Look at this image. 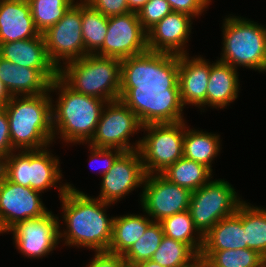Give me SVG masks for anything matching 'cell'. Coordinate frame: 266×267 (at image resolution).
<instances>
[{"label": "cell", "instance_id": "cell-1", "mask_svg": "<svg viewBox=\"0 0 266 267\" xmlns=\"http://www.w3.org/2000/svg\"><path fill=\"white\" fill-rule=\"evenodd\" d=\"M178 71L175 54L148 50L121 60L119 99L142 126L184 121Z\"/></svg>", "mask_w": 266, "mask_h": 267}, {"label": "cell", "instance_id": "cell-2", "mask_svg": "<svg viewBox=\"0 0 266 267\" xmlns=\"http://www.w3.org/2000/svg\"><path fill=\"white\" fill-rule=\"evenodd\" d=\"M67 187L65 194L59 197L66 225L65 230L59 231V238L64 237L66 246L108 251L114 217L109 218L105 211L111 203L88 196L69 183Z\"/></svg>", "mask_w": 266, "mask_h": 267}, {"label": "cell", "instance_id": "cell-3", "mask_svg": "<svg viewBox=\"0 0 266 267\" xmlns=\"http://www.w3.org/2000/svg\"><path fill=\"white\" fill-rule=\"evenodd\" d=\"M54 90H58L59 94L57 103L52 104L54 139L55 135H60L67 144L88 143L94 136L107 102L74 91L59 76L50 83L49 91Z\"/></svg>", "mask_w": 266, "mask_h": 267}, {"label": "cell", "instance_id": "cell-4", "mask_svg": "<svg viewBox=\"0 0 266 267\" xmlns=\"http://www.w3.org/2000/svg\"><path fill=\"white\" fill-rule=\"evenodd\" d=\"M51 92L37 96H12L6 111L11 145L16 151L40 150L54 141ZM53 101V102H52Z\"/></svg>", "mask_w": 266, "mask_h": 267}, {"label": "cell", "instance_id": "cell-5", "mask_svg": "<svg viewBox=\"0 0 266 267\" xmlns=\"http://www.w3.org/2000/svg\"><path fill=\"white\" fill-rule=\"evenodd\" d=\"M64 65L58 70V76L74 91L106 102L119 100L120 59L87 54Z\"/></svg>", "mask_w": 266, "mask_h": 267}, {"label": "cell", "instance_id": "cell-6", "mask_svg": "<svg viewBox=\"0 0 266 267\" xmlns=\"http://www.w3.org/2000/svg\"><path fill=\"white\" fill-rule=\"evenodd\" d=\"M239 16L223 22V47L220 62L266 72V27Z\"/></svg>", "mask_w": 266, "mask_h": 267}, {"label": "cell", "instance_id": "cell-7", "mask_svg": "<svg viewBox=\"0 0 266 267\" xmlns=\"http://www.w3.org/2000/svg\"><path fill=\"white\" fill-rule=\"evenodd\" d=\"M14 151L0 163V173L10 182L31 187L33 190L44 193L51 187L59 188V196L68 190L67 183H61L59 157H55L50 149ZM54 156V157H53Z\"/></svg>", "mask_w": 266, "mask_h": 267}, {"label": "cell", "instance_id": "cell-8", "mask_svg": "<svg viewBox=\"0 0 266 267\" xmlns=\"http://www.w3.org/2000/svg\"><path fill=\"white\" fill-rule=\"evenodd\" d=\"M242 202L228 181L211 179L192 192L189 212L195 227L204 236L219 220L235 214Z\"/></svg>", "mask_w": 266, "mask_h": 267}, {"label": "cell", "instance_id": "cell-9", "mask_svg": "<svg viewBox=\"0 0 266 267\" xmlns=\"http://www.w3.org/2000/svg\"><path fill=\"white\" fill-rule=\"evenodd\" d=\"M186 121L177 123L148 124L139 145V152L146 174H160L183 157V139Z\"/></svg>", "mask_w": 266, "mask_h": 267}, {"label": "cell", "instance_id": "cell-10", "mask_svg": "<svg viewBox=\"0 0 266 267\" xmlns=\"http://www.w3.org/2000/svg\"><path fill=\"white\" fill-rule=\"evenodd\" d=\"M141 129L142 125L136 114L120 99L107 102L88 145L97 148H117L123 152L138 150L141 139L134 143V146L130 143L129 137Z\"/></svg>", "mask_w": 266, "mask_h": 267}, {"label": "cell", "instance_id": "cell-11", "mask_svg": "<svg viewBox=\"0 0 266 267\" xmlns=\"http://www.w3.org/2000/svg\"><path fill=\"white\" fill-rule=\"evenodd\" d=\"M81 25L82 0L76 1L54 26L42 34L48 58L58 70L63 66L61 64L85 56Z\"/></svg>", "mask_w": 266, "mask_h": 267}, {"label": "cell", "instance_id": "cell-12", "mask_svg": "<svg viewBox=\"0 0 266 267\" xmlns=\"http://www.w3.org/2000/svg\"><path fill=\"white\" fill-rule=\"evenodd\" d=\"M148 51L147 31L135 12L108 17L103 46L95 53L100 56L126 59Z\"/></svg>", "mask_w": 266, "mask_h": 267}, {"label": "cell", "instance_id": "cell-13", "mask_svg": "<svg viewBox=\"0 0 266 267\" xmlns=\"http://www.w3.org/2000/svg\"><path fill=\"white\" fill-rule=\"evenodd\" d=\"M192 192L171 183L161 174H146L140 195L142 210L154 222L189 210Z\"/></svg>", "mask_w": 266, "mask_h": 267}, {"label": "cell", "instance_id": "cell-14", "mask_svg": "<svg viewBox=\"0 0 266 267\" xmlns=\"http://www.w3.org/2000/svg\"><path fill=\"white\" fill-rule=\"evenodd\" d=\"M40 194L31 187L8 181L0 173V224L6 233L19 222L40 218L50 211Z\"/></svg>", "mask_w": 266, "mask_h": 267}, {"label": "cell", "instance_id": "cell-15", "mask_svg": "<svg viewBox=\"0 0 266 267\" xmlns=\"http://www.w3.org/2000/svg\"><path fill=\"white\" fill-rule=\"evenodd\" d=\"M59 217L52 211L40 218L17 223L9 232L13 233L15 247L25 257L43 258L60 243Z\"/></svg>", "mask_w": 266, "mask_h": 267}, {"label": "cell", "instance_id": "cell-16", "mask_svg": "<svg viewBox=\"0 0 266 267\" xmlns=\"http://www.w3.org/2000/svg\"><path fill=\"white\" fill-rule=\"evenodd\" d=\"M101 177V192L97 198L111 204L143 185L146 172L139 150L123 152Z\"/></svg>", "mask_w": 266, "mask_h": 267}, {"label": "cell", "instance_id": "cell-17", "mask_svg": "<svg viewBox=\"0 0 266 267\" xmlns=\"http://www.w3.org/2000/svg\"><path fill=\"white\" fill-rule=\"evenodd\" d=\"M192 18L186 13L171 11L147 31L148 50L175 55L189 54L185 47L192 29Z\"/></svg>", "mask_w": 266, "mask_h": 267}, {"label": "cell", "instance_id": "cell-18", "mask_svg": "<svg viewBox=\"0 0 266 267\" xmlns=\"http://www.w3.org/2000/svg\"><path fill=\"white\" fill-rule=\"evenodd\" d=\"M210 63L199 55L196 58L188 54L179 55L178 84L184 107L189 104L198 108L206 107Z\"/></svg>", "mask_w": 266, "mask_h": 267}, {"label": "cell", "instance_id": "cell-19", "mask_svg": "<svg viewBox=\"0 0 266 267\" xmlns=\"http://www.w3.org/2000/svg\"><path fill=\"white\" fill-rule=\"evenodd\" d=\"M0 57L24 67L37 69L50 83L58 76V69L47 55L43 35L0 44Z\"/></svg>", "mask_w": 266, "mask_h": 267}, {"label": "cell", "instance_id": "cell-20", "mask_svg": "<svg viewBox=\"0 0 266 267\" xmlns=\"http://www.w3.org/2000/svg\"><path fill=\"white\" fill-rule=\"evenodd\" d=\"M39 35L28 0H0V44Z\"/></svg>", "mask_w": 266, "mask_h": 267}, {"label": "cell", "instance_id": "cell-21", "mask_svg": "<svg viewBox=\"0 0 266 267\" xmlns=\"http://www.w3.org/2000/svg\"><path fill=\"white\" fill-rule=\"evenodd\" d=\"M0 80L11 96H37L49 90L50 82L37 70L0 57Z\"/></svg>", "mask_w": 266, "mask_h": 267}, {"label": "cell", "instance_id": "cell-22", "mask_svg": "<svg viewBox=\"0 0 266 267\" xmlns=\"http://www.w3.org/2000/svg\"><path fill=\"white\" fill-rule=\"evenodd\" d=\"M248 248L243 226V202L235 214L219 220L204 236L201 251Z\"/></svg>", "mask_w": 266, "mask_h": 267}, {"label": "cell", "instance_id": "cell-23", "mask_svg": "<svg viewBox=\"0 0 266 267\" xmlns=\"http://www.w3.org/2000/svg\"><path fill=\"white\" fill-rule=\"evenodd\" d=\"M238 70L229 64L216 62L210 64V76L206 93L208 107L224 109L238 98Z\"/></svg>", "mask_w": 266, "mask_h": 267}, {"label": "cell", "instance_id": "cell-24", "mask_svg": "<svg viewBox=\"0 0 266 267\" xmlns=\"http://www.w3.org/2000/svg\"><path fill=\"white\" fill-rule=\"evenodd\" d=\"M153 222L148 215L127 214L114 217L108 252L124 255Z\"/></svg>", "mask_w": 266, "mask_h": 267}, {"label": "cell", "instance_id": "cell-25", "mask_svg": "<svg viewBox=\"0 0 266 267\" xmlns=\"http://www.w3.org/2000/svg\"><path fill=\"white\" fill-rule=\"evenodd\" d=\"M186 126L185 124L183 157L201 163L212 171V161L218 156L221 148L220 135L189 129Z\"/></svg>", "mask_w": 266, "mask_h": 267}, {"label": "cell", "instance_id": "cell-26", "mask_svg": "<svg viewBox=\"0 0 266 267\" xmlns=\"http://www.w3.org/2000/svg\"><path fill=\"white\" fill-rule=\"evenodd\" d=\"M212 172L205 165L182 157L160 174L171 183L193 192L212 178Z\"/></svg>", "mask_w": 266, "mask_h": 267}, {"label": "cell", "instance_id": "cell-27", "mask_svg": "<svg viewBox=\"0 0 266 267\" xmlns=\"http://www.w3.org/2000/svg\"><path fill=\"white\" fill-rule=\"evenodd\" d=\"M159 223L165 236L187 244L196 254H200L203 235L195 227L189 210L168 216Z\"/></svg>", "mask_w": 266, "mask_h": 267}, {"label": "cell", "instance_id": "cell-28", "mask_svg": "<svg viewBox=\"0 0 266 267\" xmlns=\"http://www.w3.org/2000/svg\"><path fill=\"white\" fill-rule=\"evenodd\" d=\"M81 27L85 55L95 54L104 44L108 28V17L82 0Z\"/></svg>", "mask_w": 266, "mask_h": 267}, {"label": "cell", "instance_id": "cell-29", "mask_svg": "<svg viewBox=\"0 0 266 267\" xmlns=\"http://www.w3.org/2000/svg\"><path fill=\"white\" fill-rule=\"evenodd\" d=\"M206 267H261L264 257L249 248L201 251Z\"/></svg>", "mask_w": 266, "mask_h": 267}, {"label": "cell", "instance_id": "cell-30", "mask_svg": "<svg viewBox=\"0 0 266 267\" xmlns=\"http://www.w3.org/2000/svg\"><path fill=\"white\" fill-rule=\"evenodd\" d=\"M243 201V226L249 249L266 258V209Z\"/></svg>", "mask_w": 266, "mask_h": 267}, {"label": "cell", "instance_id": "cell-31", "mask_svg": "<svg viewBox=\"0 0 266 267\" xmlns=\"http://www.w3.org/2000/svg\"><path fill=\"white\" fill-rule=\"evenodd\" d=\"M36 29L43 34L54 26L75 0H28Z\"/></svg>", "mask_w": 266, "mask_h": 267}, {"label": "cell", "instance_id": "cell-32", "mask_svg": "<svg viewBox=\"0 0 266 267\" xmlns=\"http://www.w3.org/2000/svg\"><path fill=\"white\" fill-rule=\"evenodd\" d=\"M163 236L164 233L161 224L159 222H153L146 229L144 234L123 255L129 267L138 262L151 260Z\"/></svg>", "mask_w": 266, "mask_h": 267}, {"label": "cell", "instance_id": "cell-33", "mask_svg": "<svg viewBox=\"0 0 266 267\" xmlns=\"http://www.w3.org/2000/svg\"><path fill=\"white\" fill-rule=\"evenodd\" d=\"M196 255L187 244L164 235L151 260L162 267H179L190 262Z\"/></svg>", "mask_w": 266, "mask_h": 267}, {"label": "cell", "instance_id": "cell-34", "mask_svg": "<svg viewBox=\"0 0 266 267\" xmlns=\"http://www.w3.org/2000/svg\"><path fill=\"white\" fill-rule=\"evenodd\" d=\"M171 11L167 0H148L137 15L142 27L148 31Z\"/></svg>", "mask_w": 266, "mask_h": 267}, {"label": "cell", "instance_id": "cell-35", "mask_svg": "<svg viewBox=\"0 0 266 267\" xmlns=\"http://www.w3.org/2000/svg\"><path fill=\"white\" fill-rule=\"evenodd\" d=\"M93 9L106 17L117 16L130 12L127 0H84Z\"/></svg>", "mask_w": 266, "mask_h": 267}, {"label": "cell", "instance_id": "cell-36", "mask_svg": "<svg viewBox=\"0 0 266 267\" xmlns=\"http://www.w3.org/2000/svg\"><path fill=\"white\" fill-rule=\"evenodd\" d=\"M172 11L186 13L194 18L201 16L211 0H167Z\"/></svg>", "mask_w": 266, "mask_h": 267}, {"label": "cell", "instance_id": "cell-37", "mask_svg": "<svg viewBox=\"0 0 266 267\" xmlns=\"http://www.w3.org/2000/svg\"><path fill=\"white\" fill-rule=\"evenodd\" d=\"M88 146L91 155L89 160H91L92 162H94V160H105L104 166L102 165L103 169L101 168L102 171L99 172V174H102L101 176L108 172V170L113 166L116 159L123 153L122 150L117 148H97L91 145Z\"/></svg>", "mask_w": 266, "mask_h": 267}, {"label": "cell", "instance_id": "cell-38", "mask_svg": "<svg viewBox=\"0 0 266 267\" xmlns=\"http://www.w3.org/2000/svg\"><path fill=\"white\" fill-rule=\"evenodd\" d=\"M86 267H129L123 255L108 251L95 252L94 258Z\"/></svg>", "mask_w": 266, "mask_h": 267}, {"label": "cell", "instance_id": "cell-39", "mask_svg": "<svg viewBox=\"0 0 266 267\" xmlns=\"http://www.w3.org/2000/svg\"><path fill=\"white\" fill-rule=\"evenodd\" d=\"M13 151L9 121L4 108L0 109V163Z\"/></svg>", "mask_w": 266, "mask_h": 267}, {"label": "cell", "instance_id": "cell-40", "mask_svg": "<svg viewBox=\"0 0 266 267\" xmlns=\"http://www.w3.org/2000/svg\"><path fill=\"white\" fill-rule=\"evenodd\" d=\"M12 96L5 87L4 83L0 80V107L3 108L10 100Z\"/></svg>", "mask_w": 266, "mask_h": 267}, {"label": "cell", "instance_id": "cell-41", "mask_svg": "<svg viewBox=\"0 0 266 267\" xmlns=\"http://www.w3.org/2000/svg\"><path fill=\"white\" fill-rule=\"evenodd\" d=\"M147 2L148 0H127L129 11L138 13Z\"/></svg>", "mask_w": 266, "mask_h": 267}, {"label": "cell", "instance_id": "cell-42", "mask_svg": "<svg viewBox=\"0 0 266 267\" xmlns=\"http://www.w3.org/2000/svg\"><path fill=\"white\" fill-rule=\"evenodd\" d=\"M179 267H206V265L200 254H197L190 262Z\"/></svg>", "mask_w": 266, "mask_h": 267}, {"label": "cell", "instance_id": "cell-43", "mask_svg": "<svg viewBox=\"0 0 266 267\" xmlns=\"http://www.w3.org/2000/svg\"><path fill=\"white\" fill-rule=\"evenodd\" d=\"M131 267H162V266L153 262L152 260H148V261L138 262L132 265Z\"/></svg>", "mask_w": 266, "mask_h": 267}, {"label": "cell", "instance_id": "cell-44", "mask_svg": "<svg viewBox=\"0 0 266 267\" xmlns=\"http://www.w3.org/2000/svg\"><path fill=\"white\" fill-rule=\"evenodd\" d=\"M3 233H6V232L3 230V228H2V226L0 224V234H3Z\"/></svg>", "mask_w": 266, "mask_h": 267}, {"label": "cell", "instance_id": "cell-45", "mask_svg": "<svg viewBox=\"0 0 266 267\" xmlns=\"http://www.w3.org/2000/svg\"><path fill=\"white\" fill-rule=\"evenodd\" d=\"M261 267H266V258H264V261L262 263V266Z\"/></svg>", "mask_w": 266, "mask_h": 267}]
</instances>
